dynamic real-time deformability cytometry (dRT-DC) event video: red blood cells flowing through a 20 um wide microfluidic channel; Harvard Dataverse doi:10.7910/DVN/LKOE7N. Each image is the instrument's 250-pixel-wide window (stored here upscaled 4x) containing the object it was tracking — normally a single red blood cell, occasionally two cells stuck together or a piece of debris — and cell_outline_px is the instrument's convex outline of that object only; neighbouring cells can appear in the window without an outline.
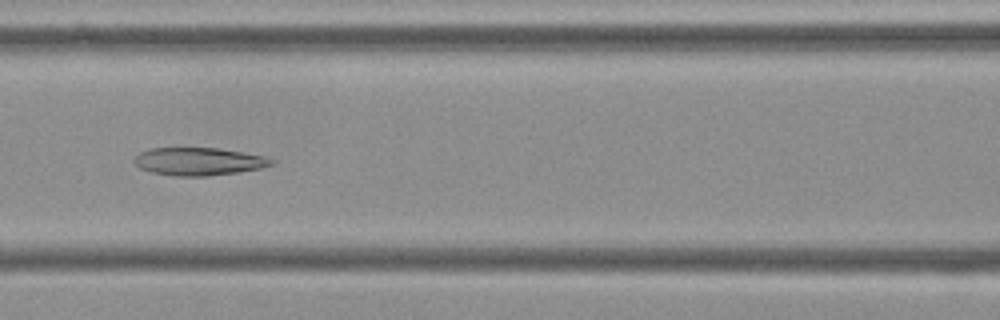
{"species": "Egyptian fruit bat (a non-hibernating species)", "species_latin": "Rousettus aegyptiacus", "temperature_condition": "cold", "stored_images_in_passage": 55, "camera_frame_rate_fps": 3000, "um_per_image_px": 0.085, "frame": {"image": 1, "passage_image": 24, "time_ms": 7.667, "image_size_px": [1000, 320], "cell_outline_px": [[276, 164], [260, 168], [236, 172], [208, 176], [172, 176], [152, 172], [140, 168], [132, 160], [140, 152], [148, 148], [216, 148], [244, 152], [264, 156], [276, 160]], "centroid_in_image_um": [16.9, 13.72], "position_along_channel_um": 149.7, "area_um2": 22.31}}
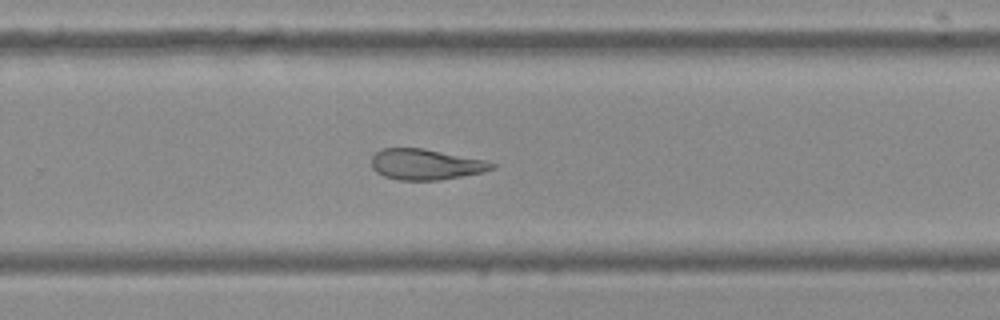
{"frame": {"image": 2, "passage_image": 36, "time_ms": 11.667, "image_size_px": [1000, 320], "cell_outline_px": [[496, 168], [484, 172], [440, 180], [396, 180], [384, 176], [376, 172], [372, 168], [372, 156], [380, 148], [424, 148], [484, 160], [496, 164]], "centroid_in_image_um": [36.18, 13.97], "position_along_channel_um": 293.6, "area_um2": 21.68}}
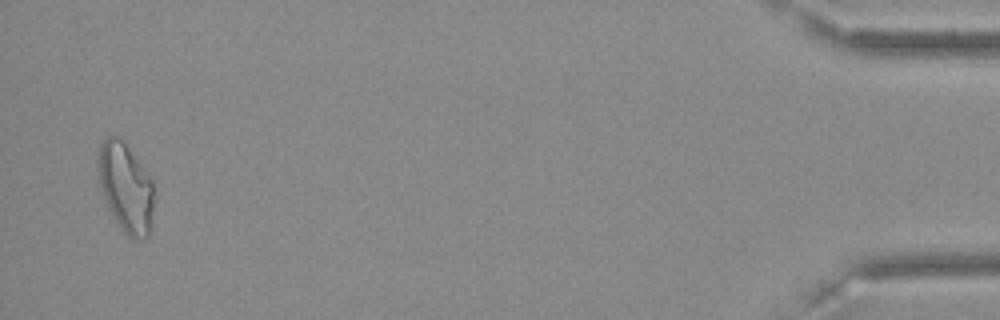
{"frame": {"image": 3, "passage_image": 54, "time_ms": 17.667, "image_size_px": [1000, 320], "cell_outline_px": [[156, 188], [148, 236], [128, 236], [124, 232], [116, 220], [104, 196], [100, 184], [96, 168], [96, 160], [100, 144], [108, 136], [116, 136], [124, 140], [152, 180]], "centroid_in_image_um": [10.68, 15.84], "position_along_channel_um": 424.5, "area_um2": 28.78}, "authors_computed_cell_mechanics": {"area_um2": 25.0274, "velocity_mm_per_s": 3.6063, "shape_relaxation_time_tau1_ms": null, "shape_relaxation_time_tau2_ms": 7.696, "deformation_change_tau1": null, "deformation_change_tau2": 0.1792}}